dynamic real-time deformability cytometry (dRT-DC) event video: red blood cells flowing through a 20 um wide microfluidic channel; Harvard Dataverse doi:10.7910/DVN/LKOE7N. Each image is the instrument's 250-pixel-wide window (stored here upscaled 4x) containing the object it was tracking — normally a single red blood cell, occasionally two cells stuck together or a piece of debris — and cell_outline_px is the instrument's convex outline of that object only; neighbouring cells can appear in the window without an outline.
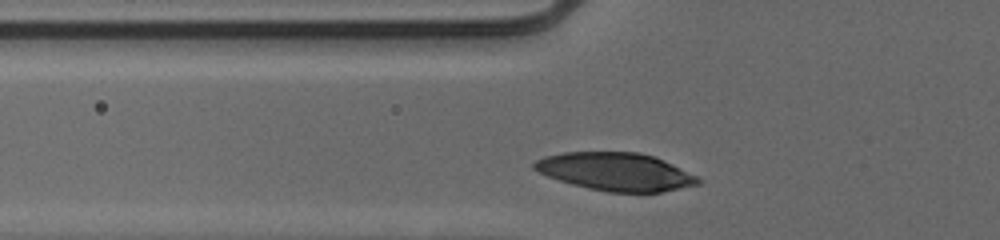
{"species": "human", "species_latin": "Homo sapiens", "temperature_condition": "cold", "stored_images_in_passage": 28, "camera_frame_rate_fps": 3000, "um_per_image_px": 0.085, "donor": {"sex": "male"}, "frame": {"image": 1, "passage_image": 3, "time_ms": 0.667, "image_size_px": [1000, 240], "cell_outline_px": [[704, 180], [700, 184], [660, 192], [608, 192], [588, 188], [572, 184], [548, 176], [532, 168], [532, 164], [536, 160], [544, 156], [564, 152], [640, 152], [652, 156], [696, 176]], "centroid_in_image_um": [52.3, 14.59], "position_along_channel_um": 73.5, "area_um2": 35.84}}
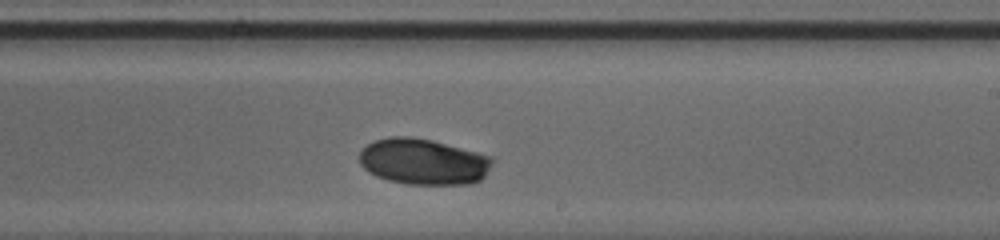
{"frame": {"image": 2, "passage_image": 17, "time_ms": 5.333, "image_size_px": [1000, 240], "cell_outline_px": [[496, 160], [484, 176], [480, 180], [468, 184], [408, 184], [388, 180], [376, 176], [368, 172], [360, 164], [360, 152], [368, 144], [376, 140], [388, 136], [408, 136], [432, 140], [492, 156]], "centroid_in_image_um": [36.0, 13.74], "position_along_channel_um": 253.0, "area_um2": 35.72}}
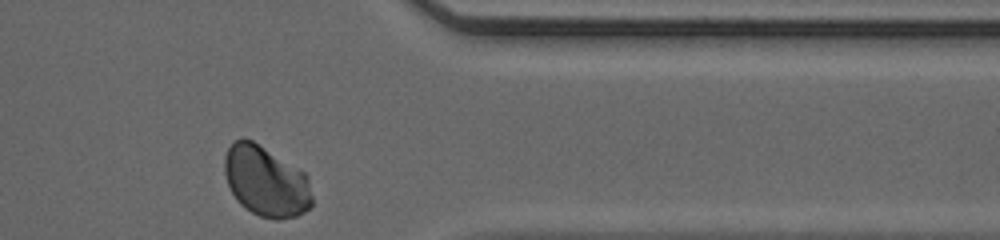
{"frame": {"image": 3, "passage_image": 28, "time_ms": 9.0, "image_size_px": [1000, 240], "cell_outline_px": [[312, 204], [304, 212], [296, 216], [280, 220], [276, 220], [260, 216], [244, 208], [236, 200], [228, 184], [224, 172], [224, 156], [228, 148], [236, 140], [252, 140], [300, 168], [308, 176], [312, 196]], "centroid_in_image_um": [22.62, 15.43], "position_along_channel_um": 388.8, "area_um2": 36.07}, "authors_computed_cell_mechanics": {"area_um2": 35.7782, "velocity_mm_per_s": 3.8958, "shape_relaxation_time_tau1_ms": 3.5202, "shape_relaxation_time_tau2_ms": null, "deformation_change_tau1": 0.1234, "deformation_change_tau2": null}}